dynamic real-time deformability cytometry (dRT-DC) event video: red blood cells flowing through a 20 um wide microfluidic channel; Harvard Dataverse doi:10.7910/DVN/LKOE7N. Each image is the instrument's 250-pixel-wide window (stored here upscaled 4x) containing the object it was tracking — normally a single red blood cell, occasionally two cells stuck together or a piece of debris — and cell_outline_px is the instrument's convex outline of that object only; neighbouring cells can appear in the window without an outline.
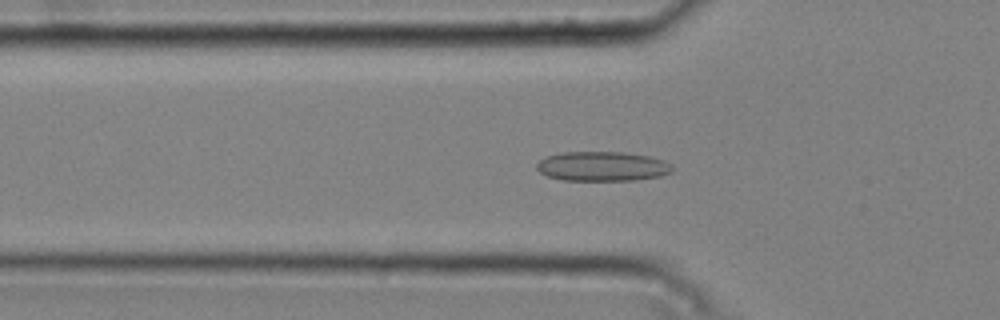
{"species": "common noctule bat (a hibernating species)", "species_latin": "Nyctalus noctula", "temperature_condition": "cold", "stored_images_in_passage": 50, "camera_frame_rate_fps": 3000, "um_per_image_px": 0.085, "animal": {"sex": "male", "body_mass_g": 20.4}, "frame": {"image": 1, "passage_image": 16, "time_ms": 5.0, "image_size_px": [1000, 320], "cell_outline_px": [[672, 172], [660, 176], [632, 180], [564, 180], [548, 176], [540, 172], [536, 168], [536, 164], [540, 160], [548, 156], [564, 152], [620, 152], [648, 156], [664, 160], [672, 164]], "centroid_in_image_um": [51.21, 14.14], "position_along_channel_um": 74.6, "area_um2": 23.18}}
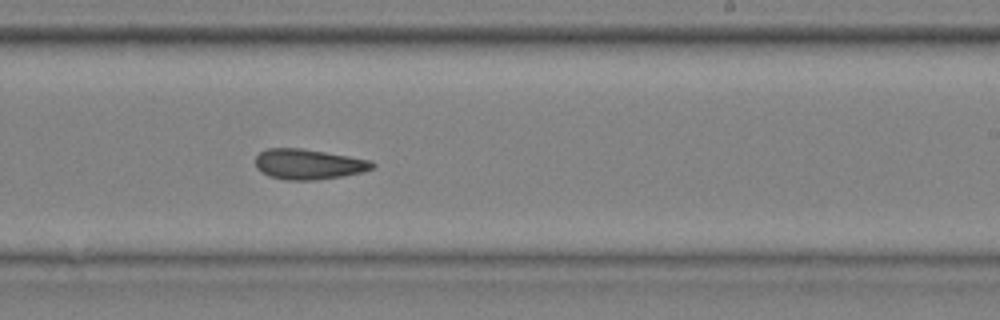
{"frame": {"image": 2, "passage_image": 31, "time_ms": 10.0, "image_size_px": [1000, 320], "cell_outline_px": [[376, 164], [372, 168], [364, 172], [344, 176], [316, 180], [284, 180], [268, 176], [260, 172], [256, 168], [256, 156], [260, 152], [268, 148], [300, 148], [372, 160]], "centroid_in_image_um": [26.22, 13.97], "position_along_channel_um": 262.8, "area_um2": 20.81}}
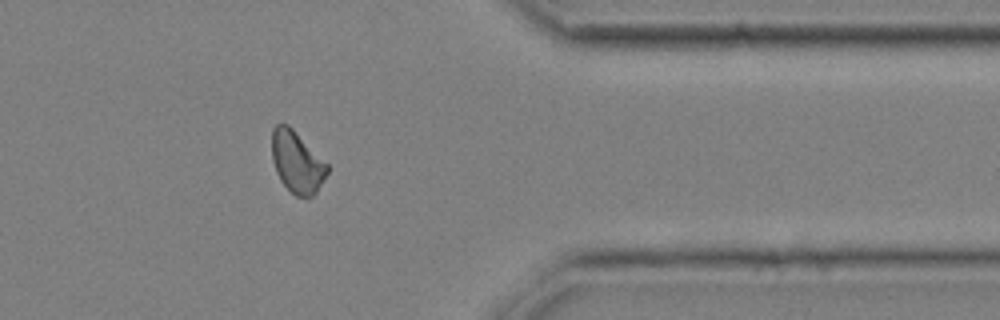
{"frame": {"image": 3, "passage_image": 42, "time_ms": 13.667, "image_size_px": [1000, 320], "cell_outline_px": [[328, 172], [316, 192], [308, 200], [296, 196], [280, 180], [276, 172], [272, 160], [272, 128], [276, 124], [288, 124], [328, 164]], "centroid_in_image_um": [25.23, 13.79], "position_along_channel_um": 386.2, "area_um2": 19.88}, "authors_computed_cell_mechanics": {"area_um2": 21.0681, "velocity_mm_per_s": 3.7625, "shape_relaxation_time_tau1_ms": null, "shape_relaxation_time_tau2_ms": 3.5493, "deformation_change_tau1": null, "deformation_change_tau2": 0.0857}}